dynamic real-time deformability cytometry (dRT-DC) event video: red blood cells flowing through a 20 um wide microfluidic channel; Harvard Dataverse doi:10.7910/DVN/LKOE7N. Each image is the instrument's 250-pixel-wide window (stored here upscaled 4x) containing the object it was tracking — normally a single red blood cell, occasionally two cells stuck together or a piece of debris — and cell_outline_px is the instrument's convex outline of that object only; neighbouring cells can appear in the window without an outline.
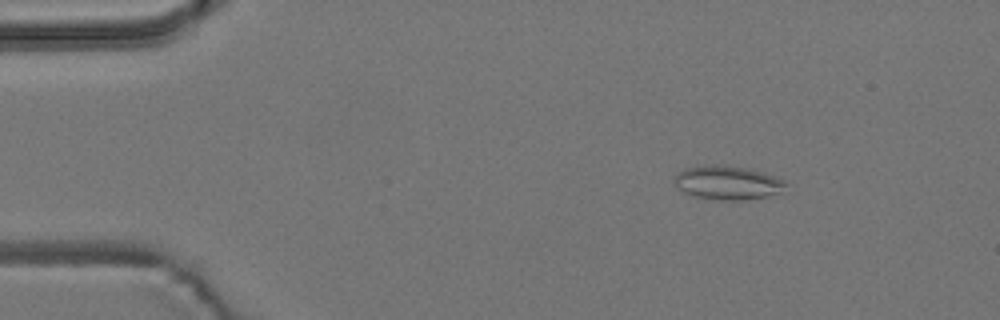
{"species": "common noctule bat (a hibernating species)", "species_latin": "Nyctalus noctula", "temperature_condition": "room temperature", "stored_images_in_passage": 4, "camera_frame_rate_fps": 3000, "um_per_image_px": 0.085, "animal": {"sex": "male", "body_mass_g": 19.2, "forearm_length_mm": 51.8}, "frame": {"image": 1, "passage_image": 2, "time_ms": 1.0, "image_size_px": [1000, 320], "cell_outline_px": [[788, 184], [776, 192], [768, 196], [744, 200], [720, 200], [696, 196], [684, 192], [672, 180], [684, 168], [748, 168], [784, 180]], "centroid_in_image_um": [61.86, 15.58], "position_along_channel_um": 23.1, "area_um2": 20.52}}